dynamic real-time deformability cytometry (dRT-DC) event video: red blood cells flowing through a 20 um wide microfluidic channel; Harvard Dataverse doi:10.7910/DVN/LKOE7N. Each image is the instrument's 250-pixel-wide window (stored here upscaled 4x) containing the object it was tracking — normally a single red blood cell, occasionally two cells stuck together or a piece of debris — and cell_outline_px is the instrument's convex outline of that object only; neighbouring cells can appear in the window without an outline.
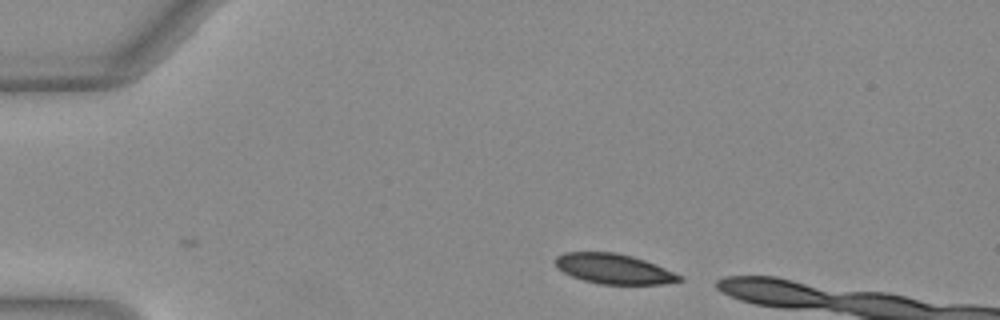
{"species": "Egyptian fruit bat (a non-hibernating species)", "species_latin": "Rousettus aegyptiacus", "temperature_condition": "warm", "stored_images_in_passage": 11, "camera_frame_rate_fps": 3000, "um_per_image_px": 0.085, "animal": {"sex": "female"}, "frame": {"image": 1, "passage_image": 1, "time_ms": 0.0, "image_size_px": [1000, 320], "cell_outline_px": [[684, 280], [664, 284], [600, 284], [584, 280], [572, 276], [564, 272], [556, 264], [556, 256], [564, 252], [616, 252], [632, 256], [644, 260], [664, 268], [680, 276]], "centroid_in_image_um": [52.17, 22.85], "position_along_channel_um": 32.8, "area_um2": 21.39}}